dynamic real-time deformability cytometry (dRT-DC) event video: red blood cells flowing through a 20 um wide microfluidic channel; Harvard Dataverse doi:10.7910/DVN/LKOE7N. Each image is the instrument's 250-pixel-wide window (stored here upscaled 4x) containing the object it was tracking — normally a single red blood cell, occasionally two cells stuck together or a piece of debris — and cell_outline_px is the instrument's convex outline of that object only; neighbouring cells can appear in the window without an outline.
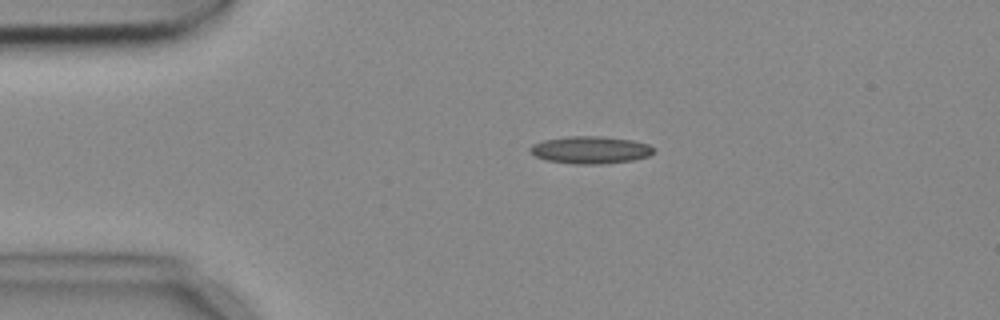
{"species": "common noctule bat (a hibernating species)", "species_latin": "Nyctalus noctula", "temperature_condition": "cold", "stored_images_in_passage": 2, "camera_frame_rate_fps": 3000, "um_per_image_px": 0.085, "animal": {"sex": "female", "body_mass_g": 18.4}, "frame": {"image": 1, "passage_image": 1, "time_ms": 0.0, "image_size_px": [1000, 320], "cell_outline_px": [[656, 152], [648, 156], [632, 160], [600, 164], [576, 164], [548, 160], [536, 156], [528, 148], [532, 144], [544, 140], [568, 136], [604, 136], [632, 140], [648, 144], [656, 148]], "centroid_in_image_um": [50.23, 12.73], "position_along_channel_um": 34.8, "area_um2": 19.71}}